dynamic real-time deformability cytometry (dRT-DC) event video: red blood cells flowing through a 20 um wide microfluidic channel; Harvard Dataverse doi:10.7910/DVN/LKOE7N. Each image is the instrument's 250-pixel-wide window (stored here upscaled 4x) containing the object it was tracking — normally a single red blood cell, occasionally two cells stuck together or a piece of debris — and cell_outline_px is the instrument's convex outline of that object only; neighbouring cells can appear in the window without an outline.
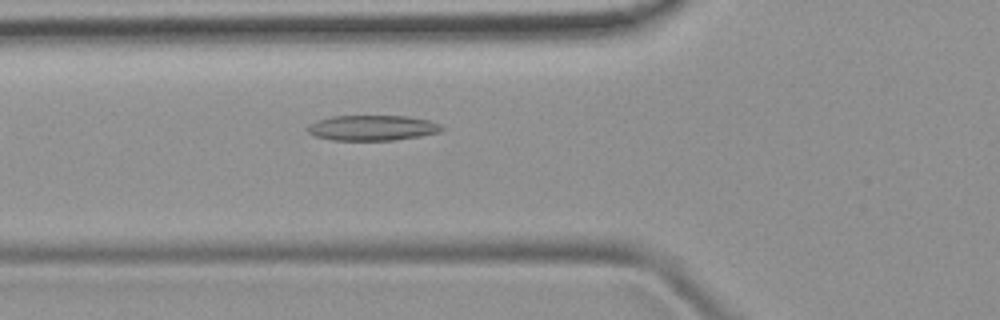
{"species": "common noctule bat (a hibernating species)", "species_latin": "Nyctalus noctula", "temperature_condition": "room temperature", "stored_images_in_passage": 4, "camera_frame_rate_fps": 3000, "um_per_image_px": 0.085, "animal": {"sex": "female", "body_mass_g": 19.9}, "frame": {"image": 1, "passage_image": 3, "time_ms": 0.667, "image_size_px": [1000, 320], "cell_outline_px": [[444, 128], [440, 132], [420, 136], [396, 140], [332, 140], [316, 136], [308, 132], [308, 124], [316, 120], [332, 116], [408, 116], [428, 120], [440, 124]], "centroid_in_image_um": [31.65, 10.86], "position_along_channel_um": 94.1, "area_um2": 19.83}}